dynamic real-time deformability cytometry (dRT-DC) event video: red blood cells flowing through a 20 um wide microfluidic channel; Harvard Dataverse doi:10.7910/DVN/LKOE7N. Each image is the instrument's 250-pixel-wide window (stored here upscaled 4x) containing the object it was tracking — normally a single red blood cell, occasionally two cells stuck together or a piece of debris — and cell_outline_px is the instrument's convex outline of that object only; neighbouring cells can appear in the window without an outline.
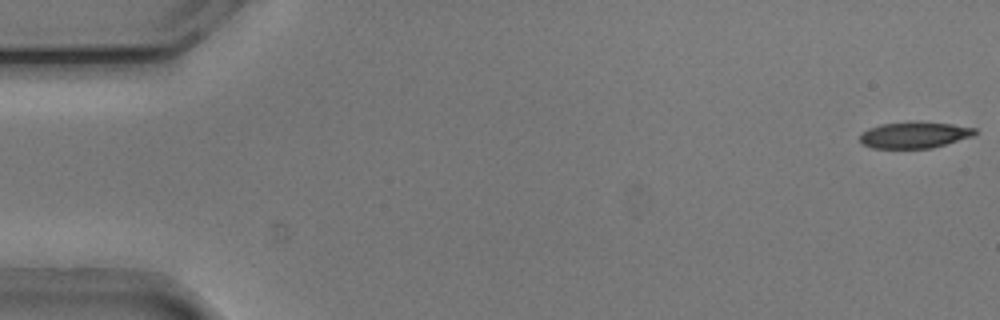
{"species": "common noctule bat (a hibernating species)", "species_latin": "Nyctalus noctula", "temperature_condition": "cold", "stored_images_in_passage": 47, "camera_frame_rate_fps": 3000, "um_per_image_px": 0.085, "animal": {"sex": "male", "body_mass_g": 20.5, "forearm_length_mm": 52.5}, "frame": {"image": 1, "passage_image": 1, "time_ms": 0.0, "image_size_px": [1000, 320], "cell_outline_px": [[976, 132], [972, 136], [932, 148], [872, 148], [860, 144], [860, 132], [868, 128], [880, 124], [952, 124], [976, 128]], "centroid_in_image_um": [77.66, 11.51], "position_along_channel_um": 7.3, "area_um2": 16.94}}
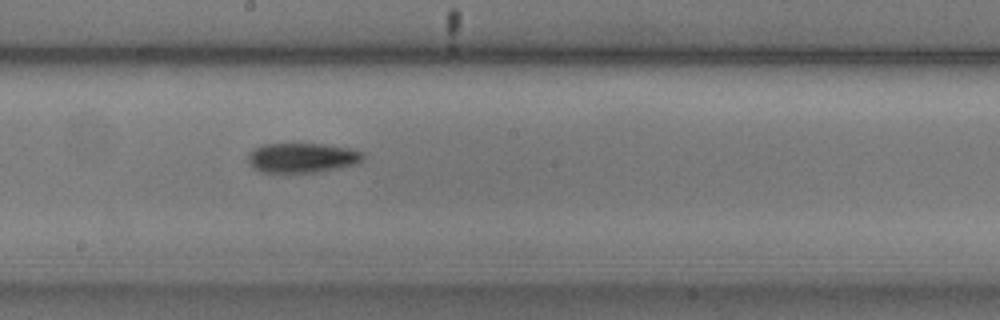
{"frame": {"image": 2, "passage_image": 29, "time_ms": 9.333, "image_size_px": [1000, 320], "cell_outline_px": [[364, 156], [360, 164], [320, 172], [284, 176], [260, 172], [248, 160], [248, 152], [252, 148], [260, 144], [324, 144], [348, 148], [364, 152]], "centroid_in_image_um": [25.66, 13.46], "position_along_channel_um": 222.5, "area_um2": 20.98}}
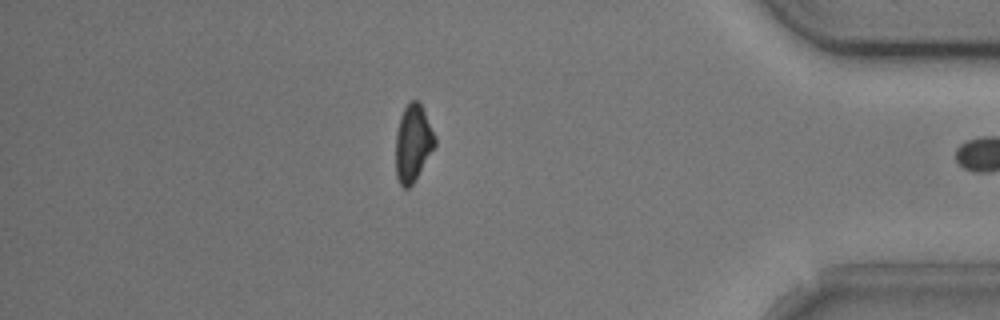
{"frame": {"image": 3, "passage_image": 46, "time_ms": 15.0, "image_size_px": [1000, 320], "cell_outline_px": [[436, 144], [412, 184], [408, 188], [404, 188], [400, 184], [396, 176], [396, 132], [400, 116], [404, 108], [412, 100], [416, 100], [420, 104], [436, 136]], "centroid_in_image_um": [35.09, 12.17], "position_along_channel_um": 400.1, "area_um2": 17.28}}